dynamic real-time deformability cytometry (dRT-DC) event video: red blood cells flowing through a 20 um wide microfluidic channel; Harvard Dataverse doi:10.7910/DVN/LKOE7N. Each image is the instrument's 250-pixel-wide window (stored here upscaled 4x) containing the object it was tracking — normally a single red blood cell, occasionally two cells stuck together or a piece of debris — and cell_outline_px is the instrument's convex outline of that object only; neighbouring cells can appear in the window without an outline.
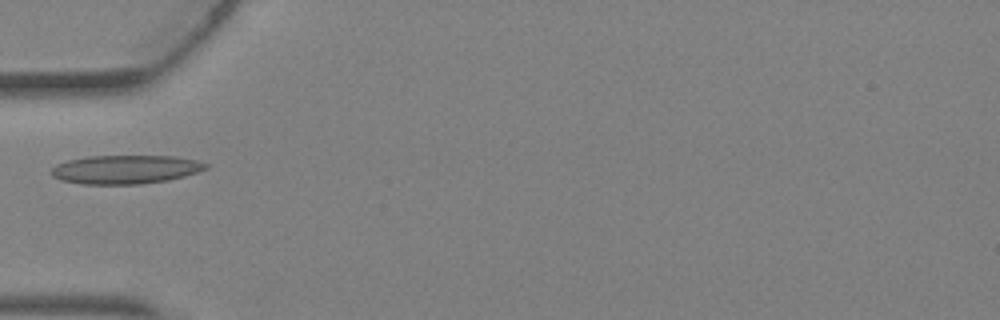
{"species": "Egyptian fruit bat (a non-hibernating species)", "species_latin": "Rousettus aegyptiacus", "temperature_condition": "warm", "stored_images_in_passage": 4, "camera_frame_rate_fps": 3000, "um_per_image_px": 0.085, "animal": {"sex": "female"}, "frame": {"image": 1, "passage_image": 2, "time_ms": 0.333, "image_size_px": [1000, 320], "cell_outline_px": [[208, 168], [184, 176], [168, 180], [140, 184], [84, 184], [60, 180], [52, 176], [48, 172], [56, 164], [68, 160], [88, 156], [176, 156], [196, 160], [208, 164]], "centroid_in_image_um": [10.63, 14.4], "position_along_channel_um": 74.4, "area_um2": 25.89}}